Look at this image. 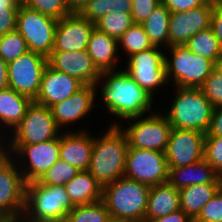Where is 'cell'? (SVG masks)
Masks as SVG:
<instances>
[{
	"instance_id": "1",
	"label": "cell",
	"mask_w": 222,
	"mask_h": 222,
	"mask_svg": "<svg viewBox=\"0 0 222 222\" xmlns=\"http://www.w3.org/2000/svg\"><path fill=\"white\" fill-rule=\"evenodd\" d=\"M120 69L101 73L100 80L95 84L96 88L102 87L99 91L102 97L100 102H103L109 114L116 117L111 126H119L117 118L125 121L153 113L151 109L155 97L141 88L124 69Z\"/></svg>"
},
{
	"instance_id": "2",
	"label": "cell",
	"mask_w": 222,
	"mask_h": 222,
	"mask_svg": "<svg viewBox=\"0 0 222 222\" xmlns=\"http://www.w3.org/2000/svg\"><path fill=\"white\" fill-rule=\"evenodd\" d=\"M104 135H94V147L88 171L105 186L124 176L128 139L119 126H109ZM100 137V138H99Z\"/></svg>"
},
{
	"instance_id": "3",
	"label": "cell",
	"mask_w": 222,
	"mask_h": 222,
	"mask_svg": "<svg viewBox=\"0 0 222 222\" xmlns=\"http://www.w3.org/2000/svg\"><path fill=\"white\" fill-rule=\"evenodd\" d=\"M150 186L122 177L103 186L102 201L110 216L127 222H145Z\"/></svg>"
},
{
	"instance_id": "4",
	"label": "cell",
	"mask_w": 222,
	"mask_h": 222,
	"mask_svg": "<svg viewBox=\"0 0 222 222\" xmlns=\"http://www.w3.org/2000/svg\"><path fill=\"white\" fill-rule=\"evenodd\" d=\"M64 186H48L36 181L27 183L22 219L26 222H64L74 208Z\"/></svg>"
},
{
	"instance_id": "5",
	"label": "cell",
	"mask_w": 222,
	"mask_h": 222,
	"mask_svg": "<svg viewBox=\"0 0 222 222\" xmlns=\"http://www.w3.org/2000/svg\"><path fill=\"white\" fill-rule=\"evenodd\" d=\"M175 89L173 103L164 114L172 128L197 130L206 134L214 109L211 102L204 96L201 88L175 87Z\"/></svg>"
},
{
	"instance_id": "6",
	"label": "cell",
	"mask_w": 222,
	"mask_h": 222,
	"mask_svg": "<svg viewBox=\"0 0 222 222\" xmlns=\"http://www.w3.org/2000/svg\"><path fill=\"white\" fill-rule=\"evenodd\" d=\"M167 49L170 55L165 52L166 79L173 80L174 87L200 88L215 69L212 60L193 53L185 45Z\"/></svg>"
},
{
	"instance_id": "7",
	"label": "cell",
	"mask_w": 222,
	"mask_h": 222,
	"mask_svg": "<svg viewBox=\"0 0 222 222\" xmlns=\"http://www.w3.org/2000/svg\"><path fill=\"white\" fill-rule=\"evenodd\" d=\"M126 121H130V125L122 128L120 123L119 127L127 136L129 148L166 151L172 126L163 113L156 110L145 117H132Z\"/></svg>"
},
{
	"instance_id": "8",
	"label": "cell",
	"mask_w": 222,
	"mask_h": 222,
	"mask_svg": "<svg viewBox=\"0 0 222 222\" xmlns=\"http://www.w3.org/2000/svg\"><path fill=\"white\" fill-rule=\"evenodd\" d=\"M60 129L49 107L34 101L20 123L9 133L10 145H29L46 142L60 136Z\"/></svg>"
},
{
	"instance_id": "9",
	"label": "cell",
	"mask_w": 222,
	"mask_h": 222,
	"mask_svg": "<svg viewBox=\"0 0 222 222\" xmlns=\"http://www.w3.org/2000/svg\"><path fill=\"white\" fill-rule=\"evenodd\" d=\"M58 20L20 5L16 30L26 40L29 51L48 58L54 49V34Z\"/></svg>"
},
{
	"instance_id": "10",
	"label": "cell",
	"mask_w": 222,
	"mask_h": 222,
	"mask_svg": "<svg viewBox=\"0 0 222 222\" xmlns=\"http://www.w3.org/2000/svg\"><path fill=\"white\" fill-rule=\"evenodd\" d=\"M165 52L163 48L151 47L150 49L134 53L127 58L125 68H123L130 77L150 95L158 87H167L166 70H165Z\"/></svg>"
},
{
	"instance_id": "11",
	"label": "cell",
	"mask_w": 222,
	"mask_h": 222,
	"mask_svg": "<svg viewBox=\"0 0 222 222\" xmlns=\"http://www.w3.org/2000/svg\"><path fill=\"white\" fill-rule=\"evenodd\" d=\"M10 151L25 182L37 181L60 158V136L37 144L10 145Z\"/></svg>"
},
{
	"instance_id": "12",
	"label": "cell",
	"mask_w": 222,
	"mask_h": 222,
	"mask_svg": "<svg viewBox=\"0 0 222 222\" xmlns=\"http://www.w3.org/2000/svg\"><path fill=\"white\" fill-rule=\"evenodd\" d=\"M27 183L14 158L0 166V222L22 219L26 203Z\"/></svg>"
},
{
	"instance_id": "13",
	"label": "cell",
	"mask_w": 222,
	"mask_h": 222,
	"mask_svg": "<svg viewBox=\"0 0 222 222\" xmlns=\"http://www.w3.org/2000/svg\"><path fill=\"white\" fill-rule=\"evenodd\" d=\"M124 177L150 187L168 182L169 167L165 152L128 148Z\"/></svg>"
},
{
	"instance_id": "14",
	"label": "cell",
	"mask_w": 222,
	"mask_h": 222,
	"mask_svg": "<svg viewBox=\"0 0 222 222\" xmlns=\"http://www.w3.org/2000/svg\"><path fill=\"white\" fill-rule=\"evenodd\" d=\"M47 65L48 58L32 51L19 56L8 63L9 87L34 101Z\"/></svg>"
},
{
	"instance_id": "15",
	"label": "cell",
	"mask_w": 222,
	"mask_h": 222,
	"mask_svg": "<svg viewBox=\"0 0 222 222\" xmlns=\"http://www.w3.org/2000/svg\"><path fill=\"white\" fill-rule=\"evenodd\" d=\"M205 136L197 130L172 128L165 151L168 167L188 166L204 159Z\"/></svg>"
},
{
	"instance_id": "16",
	"label": "cell",
	"mask_w": 222,
	"mask_h": 222,
	"mask_svg": "<svg viewBox=\"0 0 222 222\" xmlns=\"http://www.w3.org/2000/svg\"><path fill=\"white\" fill-rule=\"evenodd\" d=\"M213 4L204 5L182 12H171L169 18V47L185 45L200 31L210 28Z\"/></svg>"
},
{
	"instance_id": "17",
	"label": "cell",
	"mask_w": 222,
	"mask_h": 222,
	"mask_svg": "<svg viewBox=\"0 0 222 222\" xmlns=\"http://www.w3.org/2000/svg\"><path fill=\"white\" fill-rule=\"evenodd\" d=\"M95 23L82 17L79 13H71L59 19L54 34L52 52H76L87 49Z\"/></svg>"
},
{
	"instance_id": "18",
	"label": "cell",
	"mask_w": 222,
	"mask_h": 222,
	"mask_svg": "<svg viewBox=\"0 0 222 222\" xmlns=\"http://www.w3.org/2000/svg\"><path fill=\"white\" fill-rule=\"evenodd\" d=\"M96 95L98 97L100 94H97L94 85H83L70 98L52 105L50 110L57 126L63 130L67 125H74L71 123L80 122L93 109L95 100L98 99Z\"/></svg>"
},
{
	"instance_id": "19",
	"label": "cell",
	"mask_w": 222,
	"mask_h": 222,
	"mask_svg": "<svg viewBox=\"0 0 222 222\" xmlns=\"http://www.w3.org/2000/svg\"><path fill=\"white\" fill-rule=\"evenodd\" d=\"M48 65L56 71L77 78L84 85L95 86L101 77V73L86 50L51 52L48 57Z\"/></svg>"
},
{
	"instance_id": "20",
	"label": "cell",
	"mask_w": 222,
	"mask_h": 222,
	"mask_svg": "<svg viewBox=\"0 0 222 222\" xmlns=\"http://www.w3.org/2000/svg\"><path fill=\"white\" fill-rule=\"evenodd\" d=\"M84 84L77 78L47 65L43 71L39 93L34 102L51 107L70 98Z\"/></svg>"
},
{
	"instance_id": "21",
	"label": "cell",
	"mask_w": 222,
	"mask_h": 222,
	"mask_svg": "<svg viewBox=\"0 0 222 222\" xmlns=\"http://www.w3.org/2000/svg\"><path fill=\"white\" fill-rule=\"evenodd\" d=\"M63 131L60 134V159L79 171H88L94 147L93 135L85 129Z\"/></svg>"
},
{
	"instance_id": "22",
	"label": "cell",
	"mask_w": 222,
	"mask_h": 222,
	"mask_svg": "<svg viewBox=\"0 0 222 222\" xmlns=\"http://www.w3.org/2000/svg\"><path fill=\"white\" fill-rule=\"evenodd\" d=\"M86 51L92 57L93 63L100 73L116 70L115 67H117L120 58L117 54L119 52L117 39L95 27Z\"/></svg>"
},
{
	"instance_id": "23",
	"label": "cell",
	"mask_w": 222,
	"mask_h": 222,
	"mask_svg": "<svg viewBox=\"0 0 222 222\" xmlns=\"http://www.w3.org/2000/svg\"><path fill=\"white\" fill-rule=\"evenodd\" d=\"M180 193L169 182L150 187L145 222L179 211Z\"/></svg>"
},
{
	"instance_id": "24",
	"label": "cell",
	"mask_w": 222,
	"mask_h": 222,
	"mask_svg": "<svg viewBox=\"0 0 222 222\" xmlns=\"http://www.w3.org/2000/svg\"><path fill=\"white\" fill-rule=\"evenodd\" d=\"M168 182L176 189L197 184H219V174L202 159L188 166L169 168Z\"/></svg>"
},
{
	"instance_id": "25",
	"label": "cell",
	"mask_w": 222,
	"mask_h": 222,
	"mask_svg": "<svg viewBox=\"0 0 222 222\" xmlns=\"http://www.w3.org/2000/svg\"><path fill=\"white\" fill-rule=\"evenodd\" d=\"M31 103L29 97L17 93L10 87L0 90V128L4 132L12 133Z\"/></svg>"
},
{
	"instance_id": "26",
	"label": "cell",
	"mask_w": 222,
	"mask_h": 222,
	"mask_svg": "<svg viewBox=\"0 0 222 222\" xmlns=\"http://www.w3.org/2000/svg\"><path fill=\"white\" fill-rule=\"evenodd\" d=\"M64 187L74 205L91 204L102 200L103 186L89 171H80Z\"/></svg>"
},
{
	"instance_id": "27",
	"label": "cell",
	"mask_w": 222,
	"mask_h": 222,
	"mask_svg": "<svg viewBox=\"0 0 222 222\" xmlns=\"http://www.w3.org/2000/svg\"><path fill=\"white\" fill-rule=\"evenodd\" d=\"M219 190V184H197L179 189L180 208L193 221Z\"/></svg>"
},
{
	"instance_id": "28",
	"label": "cell",
	"mask_w": 222,
	"mask_h": 222,
	"mask_svg": "<svg viewBox=\"0 0 222 222\" xmlns=\"http://www.w3.org/2000/svg\"><path fill=\"white\" fill-rule=\"evenodd\" d=\"M170 10L159 3L152 14L141 25L153 46L169 48V18Z\"/></svg>"
},
{
	"instance_id": "29",
	"label": "cell",
	"mask_w": 222,
	"mask_h": 222,
	"mask_svg": "<svg viewBox=\"0 0 222 222\" xmlns=\"http://www.w3.org/2000/svg\"><path fill=\"white\" fill-rule=\"evenodd\" d=\"M185 46L193 53L208 58L214 63L222 53V47L211 28L193 35Z\"/></svg>"
},
{
	"instance_id": "30",
	"label": "cell",
	"mask_w": 222,
	"mask_h": 222,
	"mask_svg": "<svg viewBox=\"0 0 222 222\" xmlns=\"http://www.w3.org/2000/svg\"><path fill=\"white\" fill-rule=\"evenodd\" d=\"M132 0H90L79 14L87 20L95 23L101 17L112 11L130 13Z\"/></svg>"
},
{
	"instance_id": "31",
	"label": "cell",
	"mask_w": 222,
	"mask_h": 222,
	"mask_svg": "<svg viewBox=\"0 0 222 222\" xmlns=\"http://www.w3.org/2000/svg\"><path fill=\"white\" fill-rule=\"evenodd\" d=\"M134 24L131 13L112 11L95 22V27L119 40V38Z\"/></svg>"
},
{
	"instance_id": "32",
	"label": "cell",
	"mask_w": 222,
	"mask_h": 222,
	"mask_svg": "<svg viewBox=\"0 0 222 222\" xmlns=\"http://www.w3.org/2000/svg\"><path fill=\"white\" fill-rule=\"evenodd\" d=\"M151 47L154 46L141 24H133L118 40V49L126 51L127 57Z\"/></svg>"
},
{
	"instance_id": "33",
	"label": "cell",
	"mask_w": 222,
	"mask_h": 222,
	"mask_svg": "<svg viewBox=\"0 0 222 222\" xmlns=\"http://www.w3.org/2000/svg\"><path fill=\"white\" fill-rule=\"evenodd\" d=\"M110 213L102 200L83 205H75L64 222H105Z\"/></svg>"
},
{
	"instance_id": "34",
	"label": "cell",
	"mask_w": 222,
	"mask_h": 222,
	"mask_svg": "<svg viewBox=\"0 0 222 222\" xmlns=\"http://www.w3.org/2000/svg\"><path fill=\"white\" fill-rule=\"evenodd\" d=\"M80 171L69 163L58 159L36 182L48 186H64Z\"/></svg>"
},
{
	"instance_id": "35",
	"label": "cell",
	"mask_w": 222,
	"mask_h": 222,
	"mask_svg": "<svg viewBox=\"0 0 222 222\" xmlns=\"http://www.w3.org/2000/svg\"><path fill=\"white\" fill-rule=\"evenodd\" d=\"M28 51L26 40L17 30L0 36V57L7 63Z\"/></svg>"
},
{
	"instance_id": "36",
	"label": "cell",
	"mask_w": 222,
	"mask_h": 222,
	"mask_svg": "<svg viewBox=\"0 0 222 222\" xmlns=\"http://www.w3.org/2000/svg\"><path fill=\"white\" fill-rule=\"evenodd\" d=\"M23 5L56 20L71 14L65 0H25Z\"/></svg>"
},
{
	"instance_id": "37",
	"label": "cell",
	"mask_w": 222,
	"mask_h": 222,
	"mask_svg": "<svg viewBox=\"0 0 222 222\" xmlns=\"http://www.w3.org/2000/svg\"><path fill=\"white\" fill-rule=\"evenodd\" d=\"M19 8L15 0H0V36L16 30Z\"/></svg>"
},
{
	"instance_id": "38",
	"label": "cell",
	"mask_w": 222,
	"mask_h": 222,
	"mask_svg": "<svg viewBox=\"0 0 222 222\" xmlns=\"http://www.w3.org/2000/svg\"><path fill=\"white\" fill-rule=\"evenodd\" d=\"M204 159L218 174L222 173V137L205 136Z\"/></svg>"
},
{
	"instance_id": "39",
	"label": "cell",
	"mask_w": 222,
	"mask_h": 222,
	"mask_svg": "<svg viewBox=\"0 0 222 222\" xmlns=\"http://www.w3.org/2000/svg\"><path fill=\"white\" fill-rule=\"evenodd\" d=\"M204 96L211 102L213 108L222 106V74L213 70L200 87Z\"/></svg>"
},
{
	"instance_id": "40",
	"label": "cell",
	"mask_w": 222,
	"mask_h": 222,
	"mask_svg": "<svg viewBox=\"0 0 222 222\" xmlns=\"http://www.w3.org/2000/svg\"><path fill=\"white\" fill-rule=\"evenodd\" d=\"M194 222H222V190L219 189L214 197L202 208Z\"/></svg>"
},
{
	"instance_id": "41",
	"label": "cell",
	"mask_w": 222,
	"mask_h": 222,
	"mask_svg": "<svg viewBox=\"0 0 222 222\" xmlns=\"http://www.w3.org/2000/svg\"><path fill=\"white\" fill-rule=\"evenodd\" d=\"M157 0H132L131 15L134 24H142L159 4Z\"/></svg>"
},
{
	"instance_id": "42",
	"label": "cell",
	"mask_w": 222,
	"mask_h": 222,
	"mask_svg": "<svg viewBox=\"0 0 222 222\" xmlns=\"http://www.w3.org/2000/svg\"><path fill=\"white\" fill-rule=\"evenodd\" d=\"M206 3V0H163L164 4L170 12L188 11L200 7Z\"/></svg>"
},
{
	"instance_id": "43",
	"label": "cell",
	"mask_w": 222,
	"mask_h": 222,
	"mask_svg": "<svg viewBox=\"0 0 222 222\" xmlns=\"http://www.w3.org/2000/svg\"><path fill=\"white\" fill-rule=\"evenodd\" d=\"M206 136L222 137V106L213 109L211 124Z\"/></svg>"
},
{
	"instance_id": "44",
	"label": "cell",
	"mask_w": 222,
	"mask_h": 222,
	"mask_svg": "<svg viewBox=\"0 0 222 222\" xmlns=\"http://www.w3.org/2000/svg\"><path fill=\"white\" fill-rule=\"evenodd\" d=\"M210 28L213 30L222 47V7L214 6L211 15Z\"/></svg>"
},
{
	"instance_id": "45",
	"label": "cell",
	"mask_w": 222,
	"mask_h": 222,
	"mask_svg": "<svg viewBox=\"0 0 222 222\" xmlns=\"http://www.w3.org/2000/svg\"><path fill=\"white\" fill-rule=\"evenodd\" d=\"M149 222H193V220L180 209L177 212L151 220Z\"/></svg>"
},
{
	"instance_id": "46",
	"label": "cell",
	"mask_w": 222,
	"mask_h": 222,
	"mask_svg": "<svg viewBox=\"0 0 222 222\" xmlns=\"http://www.w3.org/2000/svg\"><path fill=\"white\" fill-rule=\"evenodd\" d=\"M8 87V63L0 57V90Z\"/></svg>"
},
{
	"instance_id": "47",
	"label": "cell",
	"mask_w": 222,
	"mask_h": 222,
	"mask_svg": "<svg viewBox=\"0 0 222 222\" xmlns=\"http://www.w3.org/2000/svg\"><path fill=\"white\" fill-rule=\"evenodd\" d=\"M71 13H79L90 0H65Z\"/></svg>"
},
{
	"instance_id": "48",
	"label": "cell",
	"mask_w": 222,
	"mask_h": 222,
	"mask_svg": "<svg viewBox=\"0 0 222 222\" xmlns=\"http://www.w3.org/2000/svg\"><path fill=\"white\" fill-rule=\"evenodd\" d=\"M12 157L10 144H0V166Z\"/></svg>"
},
{
	"instance_id": "49",
	"label": "cell",
	"mask_w": 222,
	"mask_h": 222,
	"mask_svg": "<svg viewBox=\"0 0 222 222\" xmlns=\"http://www.w3.org/2000/svg\"><path fill=\"white\" fill-rule=\"evenodd\" d=\"M215 70L222 74V53L215 61Z\"/></svg>"
},
{
	"instance_id": "50",
	"label": "cell",
	"mask_w": 222,
	"mask_h": 222,
	"mask_svg": "<svg viewBox=\"0 0 222 222\" xmlns=\"http://www.w3.org/2000/svg\"><path fill=\"white\" fill-rule=\"evenodd\" d=\"M3 130L0 128V144H10L9 143V136L7 135L6 132H2ZM5 138H4V137ZM8 137V138H7ZM3 139V140H2ZM5 139V140H4ZM7 139V140H6Z\"/></svg>"
},
{
	"instance_id": "51",
	"label": "cell",
	"mask_w": 222,
	"mask_h": 222,
	"mask_svg": "<svg viewBox=\"0 0 222 222\" xmlns=\"http://www.w3.org/2000/svg\"><path fill=\"white\" fill-rule=\"evenodd\" d=\"M105 222H127V221L121 220V219L116 218V217L109 216L108 219Z\"/></svg>"
},
{
	"instance_id": "52",
	"label": "cell",
	"mask_w": 222,
	"mask_h": 222,
	"mask_svg": "<svg viewBox=\"0 0 222 222\" xmlns=\"http://www.w3.org/2000/svg\"><path fill=\"white\" fill-rule=\"evenodd\" d=\"M211 3L213 6L222 7V0H213Z\"/></svg>"
},
{
	"instance_id": "53",
	"label": "cell",
	"mask_w": 222,
	"mask_h": 222,
	"mask_svg": "<svg viewBox=\"0 0 222 222\" xmlns=\"http://www.w3.org/2000/svg\"><path fill=\"white\" fill-rule=\"evenodd\" d=\"M219 189L222 190V173L219 174Z\"/></svg>"
},
{
	"instance_id": "54",
	"label": "cell",
	"mask_w": 222,
	"mask_h": 222,
	"mask_svg": "<svg viewBox=\"0 0 222 222\" xmlns=\"http://www.w3.org/2000/svg\"><path fill=\"white\" fill-rule=\"evenodd\" d=\"M15 1H17L20 5H23L25 2V0H15Z\"/></svg>"
},
{
	"instance_id": "55",
	"label": "cell",
	"mask_w": 222,
	"mask_h": 222,
	"mask_svg": "<svg viewBox=\"0 0 222 222\" xmlns=\"http://www.w3.org/2000/svg\"><path fill=\"white\" fill-rule=\"evenodd\" d=\"M17 222H26V221H24L23 219H20L19 221H17Z\"/></svg>"
}]
</instances>
